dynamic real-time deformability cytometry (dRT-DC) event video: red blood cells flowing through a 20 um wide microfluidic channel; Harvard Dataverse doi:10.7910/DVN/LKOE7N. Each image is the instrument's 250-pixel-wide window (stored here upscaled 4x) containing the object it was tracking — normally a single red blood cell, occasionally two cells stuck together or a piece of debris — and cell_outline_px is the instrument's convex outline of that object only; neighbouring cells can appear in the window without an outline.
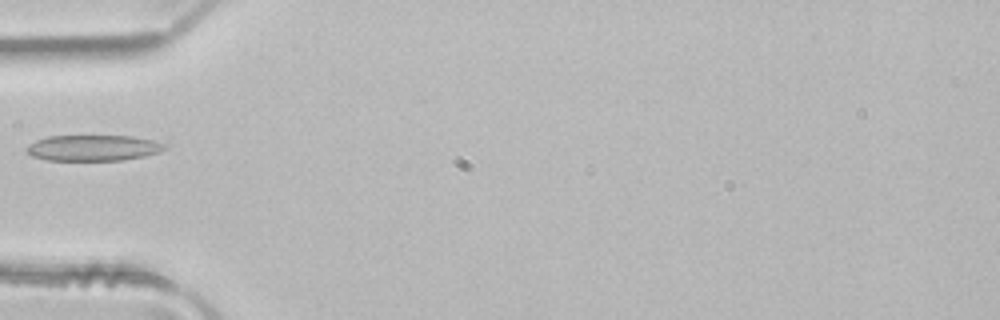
{"species": "common noctule bat (a hibernating species)", "species_latin": "Nyctalus noctula", "temperature_condition": "room temperature", "stored_images_in_passage": 3, "camera_frame_rate_fps": 3000, "um_per_image_px": 0.085, "animal": {"sex": "male", "body_mass_g": 21.5, "forearm_length_mm": 52.0}, "frame": {"image": 1, "passage_image": 3, "time_ms": 0.667, "image_size_px": [1000, 320], "cell_outline_px": [[168, 148], [160, 152], [144, 156], [120, 160], [44, 160], [32, 156], [24, 152], [24, 148], [28, 144], [36, 140], [48, 136], [132, 136], [152, 140], [168, 144]], "centroid_in_image_um": [7.9, 12.57], "position_along_channel_um": 77.1, "area_um2": 21.04}}